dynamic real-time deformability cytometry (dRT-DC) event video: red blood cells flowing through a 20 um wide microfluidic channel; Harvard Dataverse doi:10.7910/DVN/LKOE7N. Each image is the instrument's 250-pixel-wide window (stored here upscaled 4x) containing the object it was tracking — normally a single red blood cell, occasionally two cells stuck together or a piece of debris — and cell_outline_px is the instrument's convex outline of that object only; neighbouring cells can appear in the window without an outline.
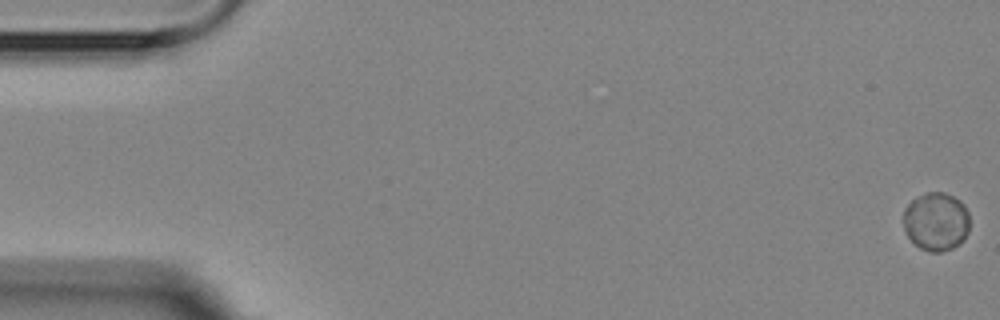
{"species": "Egyptian fruit bat (a non-hibernating species)", "species_latin": "Rousettus aegyptiacus", "temperature_condition": "room temperature", "stored_images_in_passage": 4, "camera_frame_rate_fps": 3000, "um_per_image_px": 0.085, "animal": {"sex": "female"}, "frame": {"image": 1, "passage_image": 1, "time_ms": 0.0, "image_size_px": [1000, 320], "cell_outline_px": [[968, 232], [964, 240], [952, 248], [940, 252], [932, 252], [920, 248], [908, 236], [904, 228], [904, 208], [912, 200], [928, 192], [944, 192], [960, 200], [964, 204], [968, 212]], "centroid_in_image_um": [79.58, 18.83], "position_along_channel_um": 5.4, "area_um2": 22.43}}